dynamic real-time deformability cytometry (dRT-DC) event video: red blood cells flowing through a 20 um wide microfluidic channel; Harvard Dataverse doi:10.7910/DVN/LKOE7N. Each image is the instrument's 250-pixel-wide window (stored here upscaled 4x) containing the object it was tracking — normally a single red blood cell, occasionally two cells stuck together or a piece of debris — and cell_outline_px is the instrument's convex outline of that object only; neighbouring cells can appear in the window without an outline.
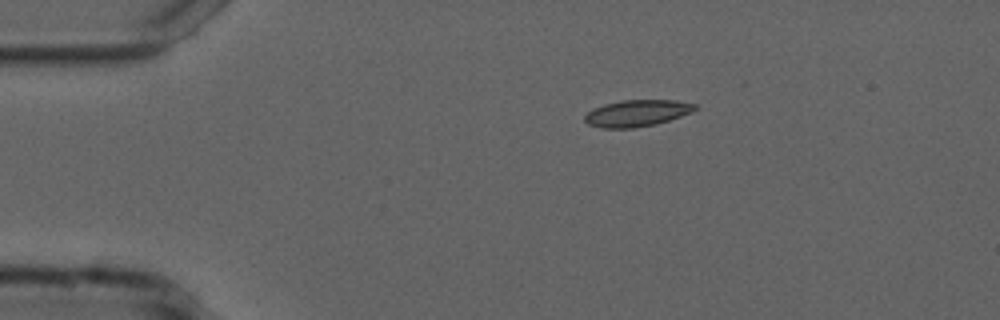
{"species": "common noctule bat (a hibernating species)", "species_latin": "Nyctalus noctula", "temperature_condition": "cold", "stored_images_in_passage": 9, "camera_frame_rate_fps": 3000, "um_per_image_px": 0.085, "animal": {"sex": "male", "forearm_length_mm": 52.5}, "frame": {"image": 1, "passage_image": 1, "time_ms": 0.0, "image_size_px": [1000, 320], "cell_outline_px": [[696, 108], [692, 112], [656, 124], [632, 128], [600, 128], [588, 124], [584, 120], [584, 116], [592, 108], [604, 104], [620, 100], [676, 100], [696, 104]], "centroid_in_image_um": [54.1, 9.61], "position_along_channel_um": 30.9, "area_um2": 17.11}}
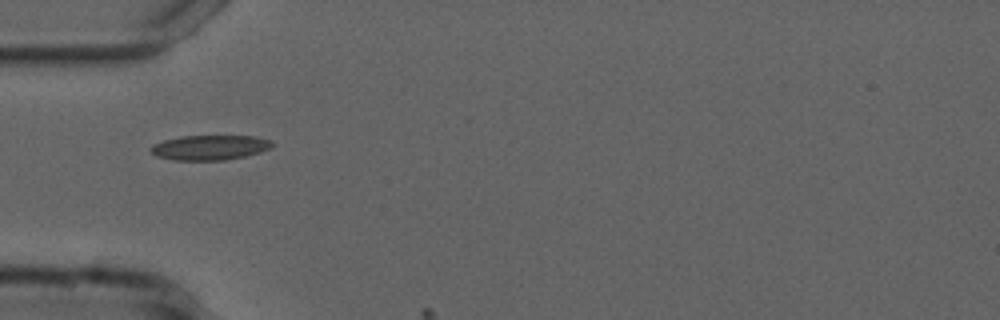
{"frame": {"image": 2, "passage_image": 8, "time_ms": 2.333, "image_size_px": [1000, 320], "cell_outline_px": [[276, 144], [272, 148], [260, 152], [244, 156], [224, 160], [172, 160], [156, 156], [148, 148], [152, 144], [164, 140], [184, 136], [256, 136], [272, 140]], "centroid_in_image_um": [17.86, 12.53], "position_along_channel_um": 67.1, "area_um2": 17.74}}